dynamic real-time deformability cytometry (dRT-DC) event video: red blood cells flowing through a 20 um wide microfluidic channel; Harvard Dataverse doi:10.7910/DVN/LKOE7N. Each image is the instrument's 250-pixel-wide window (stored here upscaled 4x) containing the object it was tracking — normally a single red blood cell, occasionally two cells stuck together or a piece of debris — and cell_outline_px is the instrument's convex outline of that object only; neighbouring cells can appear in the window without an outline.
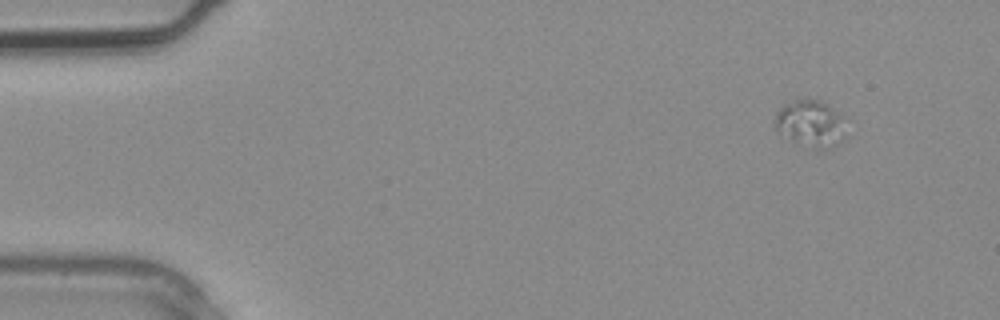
{"species": "common noctule bat (a hibernating species)", "species_latin": "Nyctalus noctula", "temperature_condition": "warm", "stored_images_in_passage": 5, "segment_of_instrument_passage": [2, 2], "camera_frame_rate_fps": 3000, "um_per_image_px": 0.085, "animal": {"sex": "male", "body_mass_g": 20.4}, "frame": {"image": 1, "passage_image": 5, "time_ms": 1.333, "image_size_px": [1000, 320], "cell_outline_px": [[848, 136], [832, 148], [816, 152], [796, 144], [776, 132], [772, 120], [776, 112], [784, 104], [796, 100], [820, 100], [828, 104], [848, 116]], "centroid_in_image_um": [68.98, 10.57], "position_along_channel_um": 16.0, "area_um2": 21.15}}